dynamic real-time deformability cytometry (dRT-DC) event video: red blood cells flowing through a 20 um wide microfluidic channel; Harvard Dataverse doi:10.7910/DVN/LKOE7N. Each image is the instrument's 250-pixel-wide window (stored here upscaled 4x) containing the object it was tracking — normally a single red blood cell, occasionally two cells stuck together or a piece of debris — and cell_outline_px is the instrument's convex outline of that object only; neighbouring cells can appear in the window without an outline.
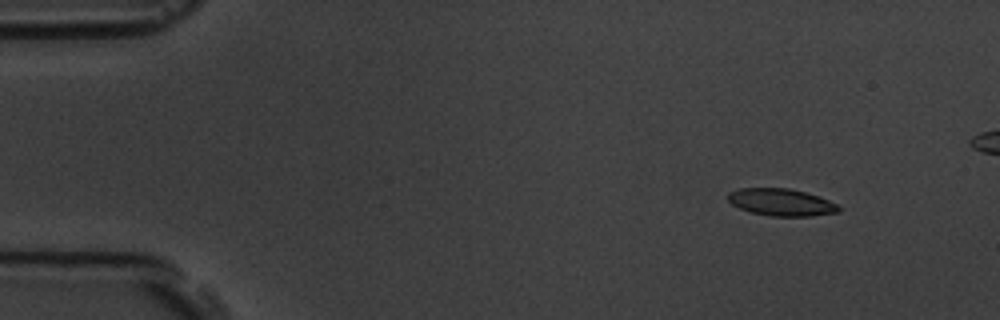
{"species": "common noctule bat (a hibernating species)", "species_latin": "Nyctalus noctula", "temperature_condition": "room temperature", "stored_images_in_passage": 6, "camera_frame_rate_fps": 3000, "um_per_image_px": 0.085, "animal": {"sex": "male", "body_mass_g": 19.5, "forearm_length_mm": 54.6}, "frame": {"image": 1, "passage_image": 2, "time_ms": 1.333, "image_size_px": [1000, 320], "cell_outline_px": [[840, 212], [812, 216], [768, 216], [748, 212], [732, 204], [728, 200], [728, 192], [740, 188], [788, 188], [820, 196], [836, 204], [840, 208]], "centroid_in_image_um": [66.39, 17.2], "position_along_channel_um": 18.6, "area_um2": 17.63}}